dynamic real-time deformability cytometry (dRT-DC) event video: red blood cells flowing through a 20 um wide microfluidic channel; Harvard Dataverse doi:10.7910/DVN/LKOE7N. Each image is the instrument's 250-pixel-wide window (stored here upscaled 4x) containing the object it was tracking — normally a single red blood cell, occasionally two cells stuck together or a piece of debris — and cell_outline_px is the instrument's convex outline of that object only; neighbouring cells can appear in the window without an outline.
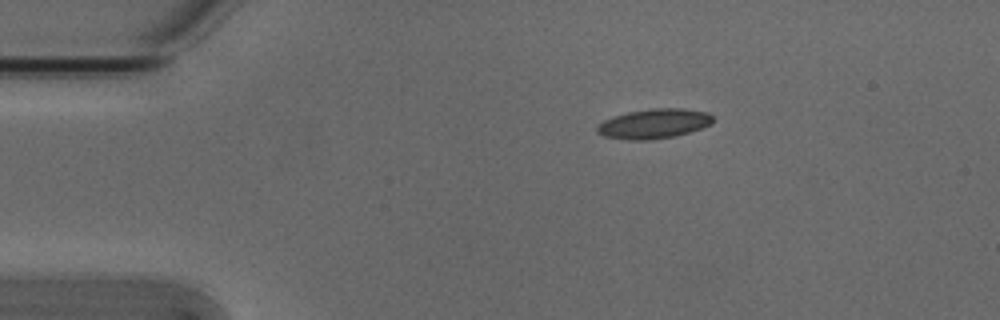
{"species": "Egyptian fruit bat (a non-hibernating species)", "species_latin": "Rousettus aegyptiacus", "temperature_condition": "cold", "stored_images_in_passage": 4, "camera_frame_rate_fps": 3000, "um_per_image_px": 0.085, "animal": {"sex": "male"}, "frame": {"image": 1, "passage_image": 1, "time_ms": 0.0, "image_size_px": [1000, 320], "cell_outline_px": [[712, 124], [676, 136], [652, 140], [628, 140], [604, 136], [596, 132], [596, 124], [604, 120], [628, 112], [652, 108], [684, 108], [708, 112], [712, 116]], "centroid_in_image_um": [55.57, 10.52], "position_along_channel_um": 29.4, "area_um2": 20.11}}
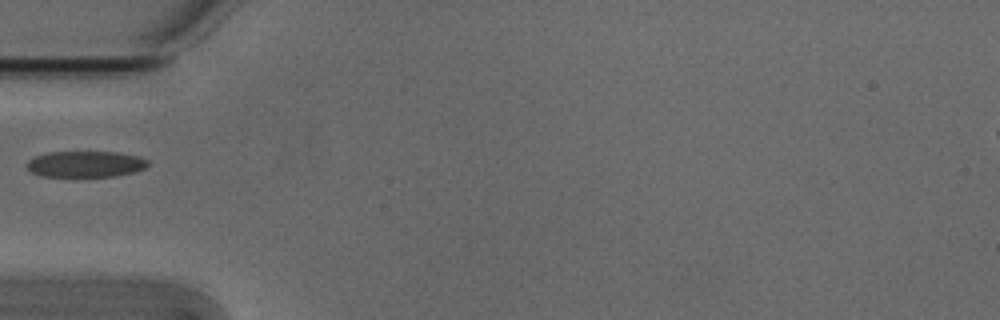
{"frame": {"image": 2, "passage_image": 3, "time_ms": 0.667, "image_size_px": [1000, 320], "cell_outline_px": [[148, 164], [144, 168], [136, 172], [116, 176], [76, 180], [72, 180], [40, 176], [32, 172], [24, 164], [32, 156], [48, 152], [116, 152], [140, 156], [148, 160]], "centroid_in_image_um": [7.2, 14.01], "position_along_channel_um": 77.8, "area_um2": 19.77}}
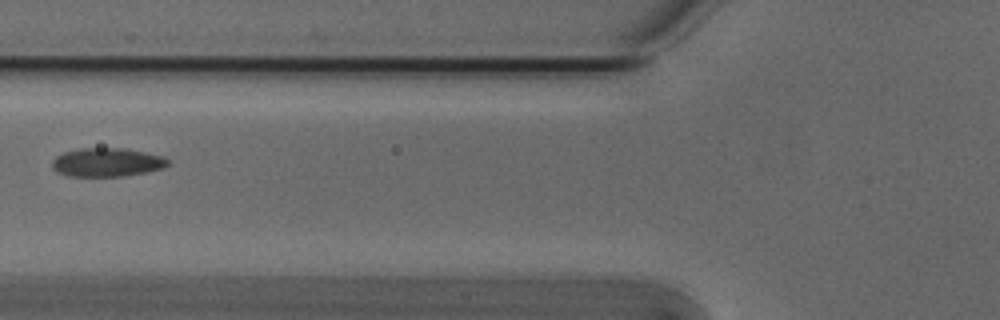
{"frame": {"image": 3, "passage_image": 4, "time_ms": 1.0, "image_size_px": [1000, 320], "cell_outline_px": [[168, 164], [164, 168], [124, 176], [68, 176], [56, 172], [52, 168], [52, 160], [56, 156], [64, 152], [80, 148], [128, 148], [164, 156], [168, 160]], "centroid_in_image_um": [9.08, 13.79], "position_along_channel_um": 116.7, "area_um2": 19.48}}